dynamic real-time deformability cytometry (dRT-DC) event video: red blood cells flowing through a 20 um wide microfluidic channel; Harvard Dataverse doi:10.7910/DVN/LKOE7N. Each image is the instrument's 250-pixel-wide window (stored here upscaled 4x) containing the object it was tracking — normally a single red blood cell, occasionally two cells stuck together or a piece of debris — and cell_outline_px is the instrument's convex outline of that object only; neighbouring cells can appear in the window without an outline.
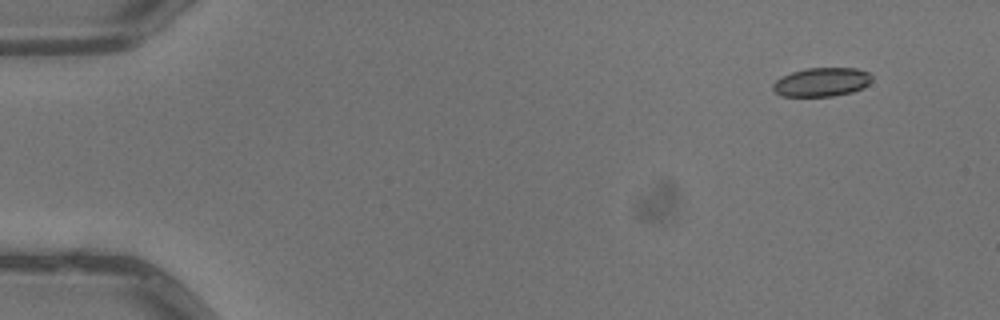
{"species": "common noctule bat (a hibernating species)", "species_latin": "Nyctalus noctula", "temperature_condition": "warm", "stored_images_in_passage": 5, "camera_frame_rate_fps": 3000, "um_per_image_px": 0.085, "animal": {"sex": "male", "body_mass_g": 13.3}, "frame": {"image": 1, "passage_image": 1, "time_ms": 0.0, "image_size_px": [1000, 320], "cell_outline_px": [[872, 80], [868, 84], [852, 92], [832, 96], [780, 96], [772, 88], [772, 84], [780, 76], [792, 72], [808, 68], [856, 68], [868, 72], [872, 76]], "centroid_in_image_um": [69.82, 6.97], "position_along_channel_um": 15.2, "area_um2": 16.59}}
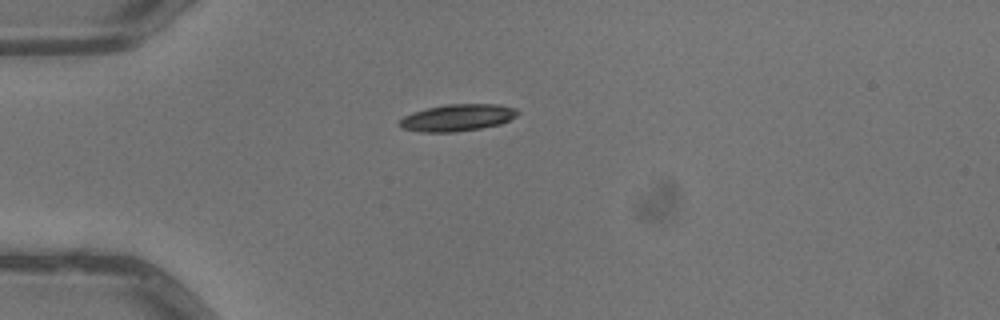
{"frame": {"image": 2, "passage_image": 4, "time_ms": 1.0, "image_size_px": [1000, 320], "cell_outline_px": [[520, 112], [516, 116], [500, 124], [480, 128], [456, 132], [420, 132], [404, 128], [400, 124], [400, 120], [404, 116], [412, 112], [428, 108], [448, 104], [500, 104], [516, 108]], "centroid_in_image_um": [38.92, 9.99], "position_along_channel_um": 46.1, "area_um2": 18.38}}
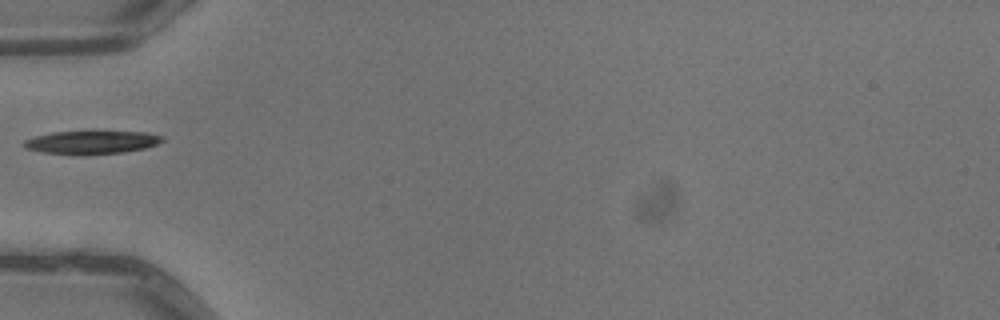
{"frame": {"image": 3, "passage_image": 5, "time_ms": 1.333, "image_size_px": [1000, 320], "cell_outline_px": [[164, 140], [156, 144], [144, 148], [124, 152], [80, 156], [44, 152], [24, 148], [20, 144], [24, 140], [36, 136], [52, 132], [96, 128], [148, 132], [164, 136]], "centroid_in_image_um": [7.8, 12.04], "position_along_channel_um": 77.2, "area_um2": 20.23}}